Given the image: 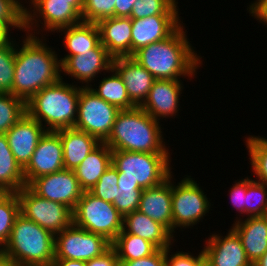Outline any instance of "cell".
<instances>
[{"label":"cell","mask_w":267,"mask_h":266,"mask_svg":"<svg viewBox=\"0 0 267 266\" xmlns=\"http://www.w3.org/2000/svg\"><path fill=\"white\" fill-rule=\"evenodd\" d=\"M41 40L35 32L27 33L22 47L16 49L12 94L25 103L42 88L63 77L58 54Z\"/></svg>","instance_id":"6da1fadb"},{"label":"cell","mask_w":267,"mask_h":266,"mask_svg":"<svg viewBox=\"0 0 267 266\" xmlns=\"http://www.w3.org/2000/svg\"><path fill=\"white\" fill-rule=\"evenodd\" d=\"M182 24L166 39L140 48L133 58L155 79L194 77L201 58L191 48Z\"/></svg>","instance_id":"7a4b0ae2"},{"label":"cell","mask_w":267,"mask_h":266,"mask_svg":"<svg viewBox=\"0 0 267 266\" xmlns=\"http://www.w3.org/2000/svg\"><path fill=\"white\" fill-rule=\"evenodd\" d=\"M159 123L141 107L120 110L105 143L112 151L169 153Z\"/></svg>","instance_id":"3957f363"},{"label":"cell","mask_w":267,"mask_h":266,"mask_svg":"<svg viewBox=\"0 0 267 266\" xmlns=\"http://www.w3.org/2000/svg\"><path fill=\"white\" fill-rule=\"evenodd\" d=\"M63 79L42 88L26 102V113L41 125L45 122L47 131L74 128L76 123L82 86L65 83Z\"/></svg>","instance_id":"277c9868"},{"label":"cell","mask_w":267,"mask_h":266,"mask_svg":"<svg viewBox=\"0 0 267 266\" xmlns=\"http://www.w3.org/2000/svg\"><path fill=\"white\" fill-rule=\"evenodd\" d=\"M1 256L21 266H52L55 259V235L19 214Z\"/></svg>","instance_id":"5b68a950"},{"label":"cell","mask_w":267,"mask_h":266,"mask_svg":"<svg viewBox=\"0 0 267 266\" xmlns=\"http://www.w3.org/2000/svg\"><path fill=\"white\" fill-rule=\"evenodd\" d=\"M169 153L112 151V165L118 171V187L147 189L165 181L171 174Z\"/></svg>","instance_id":"8992f818"},{"label":"cell","mask_w":267,"mask_h":266,"mask_svg":"<svg viewBox=\"0 0 267 266\" xmlns=\"http://www.w3.org/2000/svg\"><path fill=\"white\" fill-rule=\"evenodd\" d=\"M124 217L114 205L84 191L73 210V223L111 243L123 229Z\"/></svg>","instance_id":"52a82bcc"},{"label":"cell","mask_w":267,"mask_h":266,"mask_svg":"<svg viewBox=\"0 0 267 266\" xmlns=\"http://www.w3.org/2000/svg\"><path fill=\"white\" fill-rule=\"evenodd\" d=\"M120 110L98 97L90 87L80 89L74 128L105 142L110 136Z\"/></svg>","instance_id":"ba28073f"},{"label":"cell","mask_w":267,"mask_h":266,"mask_svg":"<svg viewBox=\"0 0 267 266\" xmlns=\"http://www.w3.org/2000/svg\"><path fill=\"white\" fill-rule=\"evenodd\" d=\"M16 193L20 202V214L26 219L36 222L53 235L73 223V210L65 204L42 198L27 185Z\"/></svg>","instance_id":"9c48e42d"},{"label":"cell","mask_w":267,"mask_h":266,"mask_svg":"<svg viewBox=\"0 0 267 266\" xmlns=\"http://www.w3.org/2000/svg\"><path fill=\"white\" fill-rule=\"evenodd\" d=\"M172 182V234L177 227L197 224L210 209V201L191 176L184 177L178 185Z\"/></svg>","instance_id":"30bf717a"},{"label":"cell","mask_w":267,"mask_h":266,"mask_svg":"<svg viewBox=\"0 0 267 266\" xmlns=\"http://www.w3.org/2000/svg\"><path fill=\"white\" fill-rule=\"evenodd\" d=\"M33 14L25 8V30L29 33L39 27L36 18L43 19L46 30L58 31L61 28L77 24L82 20L84 0H30ZM37 16V17H36ZM34 24V25H33Z\"/></svg>","instance_id":"8fae6325"},{"label":"cell","mask_w":267,"mask_h":266,"mask_svg":"<svg viewBox=\"0 0 267 266\" xmlns=\"http://www.w3.org/2000/svg\"><path fill=\"white\" fill-rule=\"evenodd\" d=\"M112 247L105 237L72 223L55 235V259L88 261L103 255Z\"/></svg>","instance_id":"7c38bea8"},{"label":"cell","mask_w":267,"mask_h":266,"mask_svg":"<svg viewBox=\"0 0 267 266\" xmlns=\"http://www.w3.org/2000/svg\"><path fill=\"white\" fill-rule=\"evenodd\" d=\"M28 187L38 196L74 210L83 194L74 170L62 169L34 179Z\"/></svg>","instance_id":"4fadbf2b"},{"label":"cell","mask_w":267,"mask_h":266,"mask_svg":"<svg viewBox=\"0 0 267 266\" xmlns=\"http://www.w3.org/2000/svg\"><path fill=\"white\" fill-rule=\"evenodd\" d=\"M64 169L62 141L54 131H47L40 139L30 162L23 169L28 186L34 179Z\"/></svg>","instance_id":"5bb4252c"},{"label":"cell","mask_w":267,"mask_h":266,"mask_svg":"<svg viewBox=\"0 0 267 266\" xmlns=\"http://www.w3.org/2000/svg\"><path fill=\"white\" fill-rule=\"evenodd\" d=\"M61 63V72L74 77L85 87H89V82L94 80L98 73L102 71L110 72L112 69L113 57L101 42L90 51L81 52L79 55L64 56L59 59ZM101 71V72H100Z\"/></svg>","instance_id":"9a60e30c"},{"label":"cell","mask_w":267,"mask_h":266,"mask_svg":"<svg viewBox=\"0 0 267 266\" xmlns=\"http://www.w3.org/2000/svg\"><path fill=\"white\" fill-rule=\"evenodd\" d=\"M207 240L203 249L206 266H253L240 237L232 228L223 238L214 233Z\"/></svg>","instance_id":"2e32d148"},{"label":"cell","mask_w":267,"mask_h":266,"mask_svg":"<svg viewBox=\"0 0 267 266\" xmlns=\"http://www.w3.org/2000/svg\"><path fill=\"white\" fill-rule=\"evenodd\" d=\"M47 130L27 113L5 133L16 162L24 169Z\"/></svg>","instance_id":"e0dca14e"},{"label":"cell","mask_w":267,"mask_h":266,"mask_svg":"<svg viewBox=\"0 0 267 266\" xmlns=\"http://www.w3.org/2000/svg\"><path fill=\"white\" fill-rule=\"evenodd\" d=\"M180 81L155 79L146 100L140 107L157 121L161 117L167 118L177 115L179 97L183 89V84Z\"/></svg>","instance_id":"ac0fdd59"},{"label":"cell","mask_w":267,"mask_h":266,"mask_svg":"<svg viewBox=\"0 0 267 266\" xmlns=\"http://www.w3.org/2000/svg\"><path fill=\"white\" fill-rule=\"evenodd\" d=\"M179 15L132 19V56L140 48L169 37L180 25Z\"/></svg>","instance_id":"d6986e66"},{"label":"cell","mask_w":267,"mask_h":266,"mask_svg":"<svg viewBox=\"0 0 267 266\" xmlns=\"http://www.w3.org/2000/svg\"><path fill=\"white\" fill-rule=\"evenodd\" d=\"M112 69L121 77L130 100L140 107L146 100L155 78L132 56L113 58Z\"/></svg>","instance_id":"ffe728a7"},{"label":"cell","mask_w":267,"mask_h":266,"mask_svg":"<svg viewBox=\"0 0 267 266\" xmlns=\"http://www.w3.org/2000/svg\"><path fill=\"white\" fill-rule=\"evenodd\" d=\"M172 174L161 184L143 189L138 211L172 233Z\"/></svg>","instance_id":"44dd1931"},{"label":"cell","mask_w":267,"mask_h":266,"mask_svg":"<svg viewBox=\"0 0 267 266\" xmlns=\"http://www.w3.org/2000/svg\"><path fill=\"white\" fill-rule=\"evenodd\" d=\"M101 44L113 57L132 56V19L130 17H110L98 23Z\"/></svg>","instance_id":"7402d4cb"},{"label":"cell","mask_w":267,"mask_h":266,"mask_svg":"<svg viewBox=\"0 0 267 266\" xmlns=\"http://www.w3.org/2000/svg\"><path fill=\"white\" fill-rule=\"evenodd\" d=\"M240 237L250 262L254 264L267 251V215L240 218L231 226Z\"/></svg>","instance_id":"603a6c76"},{"label":"cell","mask_w":267,"mask_h":266,"mask_svg":"<svg viewBox=\"0 0 267 266\" xmlns=\"http://www.w3.org/2000/svg\"><path fill=\"white\" fill-rule=\"evenodd\" d=\"M120 233L139 236L153 243L158 249H167L174 243V234L138 210L124 216L123 229Z\"/></svg>","instance_id":"cb8c5ba5"},{"label":"cell","mask_w":267,"mask_h":266,"mask_svg":"<svg viewBox=\"0 0 267 266\" xmlns=\"http://www.w3.org/2000/svg\"><path fill=\"white\" fill-rule=\"evenodd\" d=\"M62 141L64 169L75 170L101 142L94 136L75 128L55 131Z\"/></svg>","instance_id":"d4e9b609"},{"label":"cell","mask_w":267,"mask_h":266,"mask_svg":"<svg viewBox=\"0 0 267 266\" xmlns=\"http://www.w3.org/2000/svg\"><path fill=\"white\" fill-rule=\"evenodd\" d=\"M112 164V150L101 142L74 170L80 187L89 191Z\"/></svg>","instance_id":"484cf974"},{"label":"cell","mask_w":267,"mask_h":266,"mask_svg":"<svg viewBox=\"0 0 267 266\" xmlns=\"http://www.w3.org/2000/svg\"><path fill=\"white\" fill-rule=\"evenodd\" d=\"M65 33L64 45L69 53L66 56L79 55L81 52L94 49L100 42V31L97 23L81 21L58 32Z\"/></svg>","instance_id":"4316f807"},{"label":"cell","mask_w":267,"mask_h":266,"mask_svg":"<svg viewBox=\"0 0 267 266\" xmlns=\"http://www.w3.org/2000/svg\"><path fill=\"white\" fill-rule=\"evenodd\" d=\"M23 169L16 162L5 134H0V190L18 192L25 187Z\"/></svg>","instance_id":"83f0119b"},{"label":"cell","mask_w":267,"mask_h":266,"mask_svg":"<svg viewBox=\"0 0 267 266\" xmlns=\"http://www.w3.org/2000/svg\"><path fill=\"white\" fill-rule=\"evenodd\" d=\"M111 76L104 77L98 86L91 90L101 99L109 104L116 106L119 110H129L137 107L129 98L127 89L119 74L114 70H110Z\"/></svg>","instance_id":"f1b7e54d"},{"label":"cell","mask_w":267,"mask_h":266,"mask_svg":"<svg viewBox=\"0 0 267 266\" xmlns=\"http://www.w3.org/2000/svg\"><path fill=\"white\" fill-rule=\"evenodd\" d=\"M119 261H132L154 254L158 248L151 242L129 233H119L112 242Z\"/></svg>","instance_id":"f546056e"},{"label":"cell","mask_w":267,"mask_h":266,"mask_svg":"<svg viewBox=\"0 0 267 266\" xmlns=\"http://www.w3.org/2000/svg\"><path fill=\"white\" fill-rule=\"evenodd\" d=\"M20 214V202L16 192L0 194V250L8 242L16 217Z\"/></svg>","instance_id":"4dcf8cb0"},{"label":"cell","mask_w":267,"mask_h":266,"mask_svg":"<svg viewBox=\"0 0 267 266\" xmlns=\"http://www.w3.org/2000/svg\"><path fill=\"white\" fill-rule=\"evenodd\" d=\"M26 114V103L11 93H0V134L8 132Z\"/></svg>","instance_id":"1f68e13d"},{"label":"cell","mask_w":267,"mask_h":266,"mask_svg":"<svg viewBox=\"0 0 267 266\" xmlns=\"http://www.w3.org/2000/svg\"><path fill=\"white\" fill-rule=\"evenodd\" d=\"M245 142L252 171L259 178L256 181L267 185V139L260 136H250Z\"/></svg>","instance_id":"d6a6232c"},{"label":"cell","mask_w":267,"mask_h":266,"mask_svg":"<svg viewBox=\"0 0 267 266\" xmlns=\"http://www.w3.org/2000/svg\"><path fill=\"white\" fill-rule=\"evenodd\" d=\"M10 37L0 42V93L12 94L14 79L15 41Z\"/></svg>","instance_id":"836d02e7"},{"label":"cell","mask_w":267,"mask_h":266,"mask_svg":"<svg viewBox=\"0 0 267 266\" xmlns=\"http://www.w3.org/2000/svg\"><path fill=\"white\" fill-rule=\"evenodd\" d=\"M176 0H137L130 15L131 19H140L154 15H178Z\"/></svg>","instance_id":"e575fe53"},{"label":"cell","mask_w":267,"mask_h":266,"mask_svg":"<svg viewBox=\"0 0 267 266\" xmlns=\"http://www.w3.org/2000/svg\"><path fill=\"white\" fill-rule=\"evenodd\" d=\"M246 213L247 217L267 215V185L248 177Z\"/></svg>","instance_id":"d590c367"},{"label":"cell","mask_w":267,"mask_h":266,"mask_svg":"<svg viewBox=\"0 0 267 266\" xmlns=\"http://www.w3.org/2000/svg\"><path fill=\"white\" fill-rule=\"evenodd\" d=\"M118 179V171L111 164L89 192L106 202L113 203L119 190Z\"/></svg>","instance_id":"8d00e7d4"},{"label":"cell","mask_w":267,"mask_h":266,"mask_svg":"<svg viewBox=\"0 0 267 266\" xmlns=\"http://www.w3.org/2000/svg\"><path fill=\"white\" fill-rule=\"evenodd\" d=\"M116 0H84L82 20L98 23L100 20L115 17Z\"/></svg>","instance_id":"74e56055"},{"label":"cell","mask_w":267,"mask_h":266,"mask_svg":"<svg viewBox=\"0 0 267 266\" xmlns=\"http://www.w3.org/2000/svg\"><path fill=\"white\" fill-rule=\"evenodd\" d=\"M0 21L9 30L11 27L25 29V7L20 0H0Z\"/></svg>","instance_id":"f35d334b"},{"label":"cell","mask_w":267,"mask_h":266,"mask_svg":"<svg viewBox=\"0 0 267 266\" xmlns=\"http://www.w3.org/2000/svg\"><path fill=\"white\" fill-rule=\"evenodd\" d=\"M143 189L133 186H120L113 201L114 207L124 217L139 208V202Z\"/></svg>","instance_id":"ab89813d"},{"label":"cell","mask_w":267,"mask_h":266,"mask_svg":"<svg viewBox=\"0 0 267 266\" xmlns=\"http://www.w3.org/2000/svg\"><path fill=\"white\" fill-rule=\"evenodd\" d=\"M170 249L171 247L166 249V266H206V258L203 250L196 257L183 251H176L175 254L170 255L168 254L171 253Z\"/></svg>","instance_id":"60d3db41"},{"label":"cell","mask_w":267,"mask_h":266,"mask_svg":"<svg viewBox=\"0 0 267 266\" xmlns=\"http://www.w3.org/2000/svg\"><path fill=\"white\" fill-rule=\"evenodd\" d=\"M230 191L231 204L241 214L246 213L247 178L235 183Z\"/></svg>","instance_id":"b9f144b4"},{"label":"cell","mask_w":267,"mask_h":266,"mask_svg":"<svg viewBox=\"0 0 267 266\" xmlns=\"http://www.w3.org/2000/svg\"><path fill=\"white\" fill-rule=\"evenodd\" d=\"M119 266H166V249H158L154 254L132 261H120Z\"/></svg>","instance_id":"7bdbcfd3"},{"label":"cell","mask_w":267,"mask_h":266,"mask_svg":"<svg viewBox=\"0 0 267 266\" xmlns=\"http://www.w3.org/2000/svg\"><path fill=\"white\" fill-rule=\"evenodd\" d=\"M86 266H119L120 261L117 257L116 251L111 247L103 255L85 261Z\"/></svg>","instance_id":"ee69618b"},{"label":"cell","mask_w":267,"mask_h":266,"mask_svg":"<svg viewBox=\"0 0 267 266\" xmlns=\"http://www.w3.org/2000/svg\"><path fill=\"white\" fill-rule=\"evenodd\" d=\"M250 15L267 25V0H259L249 5Z\"/></svg>","instance_id":"f6af8a7d"},{"label":"cell","mask_w":267,"mask_h":266,"mask_svg":"<svg viewBox=\"0 0 267 266\" xmlns=\"http://www.w3.org/2000/svg\"><path fill=\"white\" fill-rule=\"evenodd\" d=\"M137 0H116L115 17H130L133 5Z\"/></svg>","instance_id":"bcb514c9"},{"label":"cell","mask_w":267,"mask_h":266,"mask_svg":"<svg viewBox=\"0 0 267 266\" xmlns=\"http://www.w3.org/2000/svg\"><path fill=\"white\" fill-rule=\"evenodd\" d=\"M52 266H86L85 261H75L69 259H54Z\"/></svg>","instance_id":"7dc6e473"},{"label":"cell","mask_w":267,"mask_h":266,"mask_svg":"<svg viewBox=\"0 0 267 266\" xmlns=\"http://www.w3.org/2000/svg\"><path fill=\"white\" fill-rule=\"evenodd\" d=\"M9 37V29L0 21V42L8 39Z\"/></svg>","instance_id":"c3c4849f"},{"label":"cell","mask_w":267,"mask_h":266,"mask_svg":"<svg viewBox=\"0 0 267 266\" xmlns=\"http://www.w3.org/2000/svg\"><path fill=\"white\" fill-rule=\"evenodd\" d=\"M0 266H21V265L15 261H11L0 255Z\"/></svg>","instance_id":"681fc988"},{"label":"cell","mask_w":267,"mask_h":266,"mask_svg":"<svg viewBox=\"0 0 267 266\" xmlns=\"http://www.w3.org/2000/svg\"><path fill=\"white\" fill-rule=\"evenodd\" d=\"M253 266H267V251L263 254L261 258H259Z\"/></svg>","instance_id":"f907efd6"}]
</instances>
